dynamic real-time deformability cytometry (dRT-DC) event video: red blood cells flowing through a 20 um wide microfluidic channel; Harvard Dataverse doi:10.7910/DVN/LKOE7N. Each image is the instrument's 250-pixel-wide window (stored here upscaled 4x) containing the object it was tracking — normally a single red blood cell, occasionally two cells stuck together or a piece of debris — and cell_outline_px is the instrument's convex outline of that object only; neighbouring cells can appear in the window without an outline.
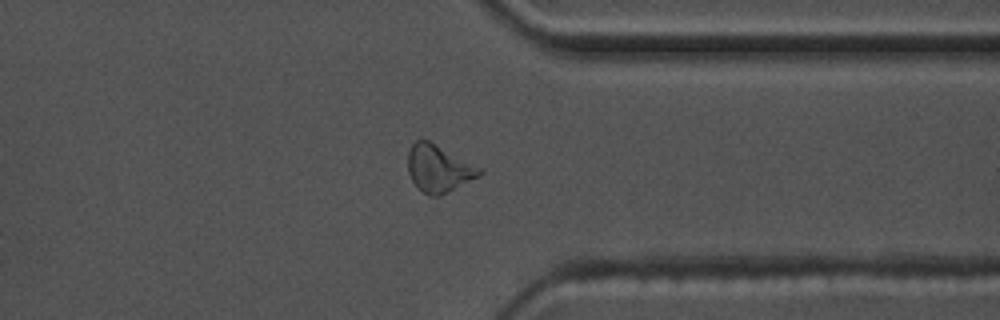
{"species": "common noctule bat (a hibernating species)", "species_latin": "Nyctalus noctula", "temperature_condition": "warm", "stored_images_in_passage": 54, "camera_frame_rate_fps": 3000, "um_per_image_px": 0.085, "animal": {"sex": "male", "body_mass_g": 17.5, "forearm_length_mm": 52.3}, "frame": {"image": 1, "passage_image": 44, "time_ms": 14.333, "image_size_px": [1000, 320], "cell_outline_px": [[484, 172], [480, 176], [440, 196], [432, 196], [424, 192], [412, 180], [408, 172], [408, 152], [412, 144], [416, 140], [428, 140], [484, 168]], "centroid_in_image_um": [37.33, 14.31], "position_along_channel_um": 374.1, "area_um2": 19.71}}
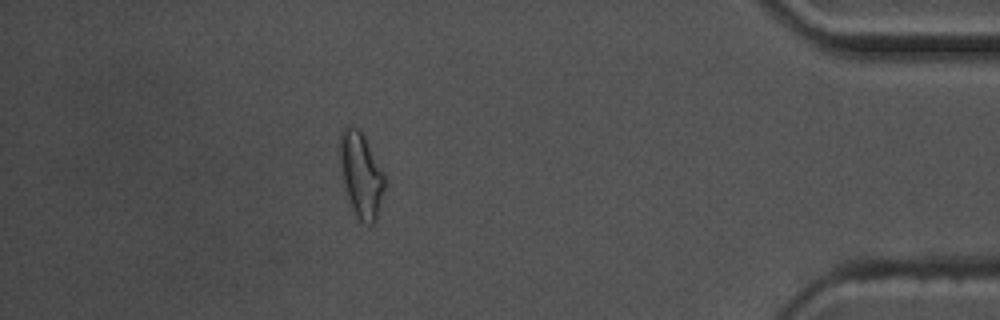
{"frame": {"image": 2, "passage_image": 50, "time_ms": 16.333, "image_size_px": [1000, 320], "cell_outline_px": [[384, 188], [376, 220], [372, 224], [368, 224], [360, 220], [356, 216], [352, 208], [344, 184], [340, 164], [340, 132], [348, 124], [360, 128], [384, 172]], "centroid_in_image_um": [30.69, 14.81], "position_along_channel_um": 404.5, "area_um2": 21.96}, "authors_computed_cell_mechanics": {"area_um2": 18.496, "velocity_mm_per_s": 3.645, "shape_relaxation_time_tau1_ms": 6.0386, "shape_relaxation_time_tau2_ms": 4.4921, "deformation_change_tau1": 0.1618, "deformation_change_tau2": 0.1127}}